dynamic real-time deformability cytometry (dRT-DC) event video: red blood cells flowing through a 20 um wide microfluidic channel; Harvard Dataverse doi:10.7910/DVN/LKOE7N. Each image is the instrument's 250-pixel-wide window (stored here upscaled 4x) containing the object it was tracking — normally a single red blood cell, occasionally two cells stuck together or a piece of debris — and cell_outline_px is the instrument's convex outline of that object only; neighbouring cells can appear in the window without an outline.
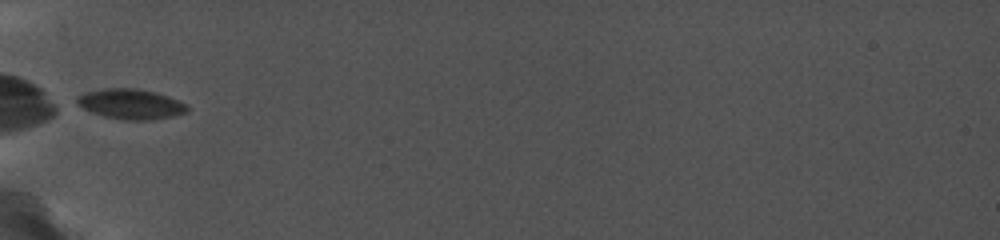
{"species": "common noctule bat (a hibernating species)", "species_latin": "Nyctalus noctula", "temperature_condition": "cold", "stored_images_in_passage": 2, "camera_frame_rate_fps": 5000, "um_per_image_px": 0.085, "animal": {"sex": "female", "body_mass_g": 19.0, "forearm_length_mm": 56.7}, "frame": {"image": 1, "passage_image": 1, "time_ms": 0.0, "image_size_px": [1000, 240], "cell_outline_px": [[188, 112], [172, 116], [152, 120], [120, 120], [104, 116], [92, 112], [84, 108], [76, 100], [80, 96], [88, 92], [108, 88], [132, 88], [152, 92], [168, 96], [184, 104], [188, 108]], "centroid_in_image_um": [11.14, 8.86], "position_along_channel_um": 73.9, "area_um2": 18.84}}